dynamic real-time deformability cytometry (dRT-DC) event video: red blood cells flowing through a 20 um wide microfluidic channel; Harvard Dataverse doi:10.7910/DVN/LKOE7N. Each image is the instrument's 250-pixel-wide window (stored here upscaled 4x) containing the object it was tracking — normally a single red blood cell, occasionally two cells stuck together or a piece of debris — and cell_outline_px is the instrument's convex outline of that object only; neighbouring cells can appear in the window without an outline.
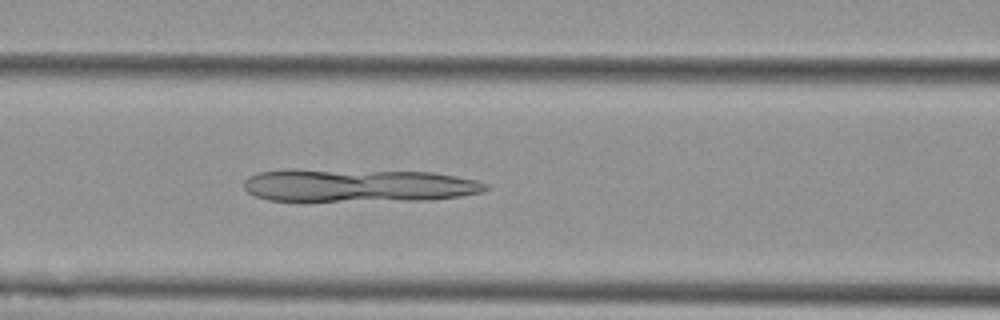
{"species": "Egyptian fruit bat (a non-hibernating species)", "species_latin": "Rousettus aegyptiacus", "temperature_condition": "cold", "stored_images_in_passage": 40, "camera_frame_rate_fps": 3000, "um_per_image_px": 0.085, "animal": {"sex": "female"}, "frame": {"image": 1, "passage_image": 9, "time_ms": 2.667, "image_size_px": [1000, 320], "cell_outline_px": [[488, 188], [484, 192], [460, 196], [432, 200], [304, 204], [300, 204], [268, 200], [256, 196], [248, 192], [244, 188], [244, 180], [248, 176], [256, 172], [292, 168], [296, 168], [432, 172], [456, 176], [476, 180], [488, 184]], "centroid_in_image_um": [30.34, 15.8], "position_along_channel_um": 136.3, "area_um2": 49.48}}
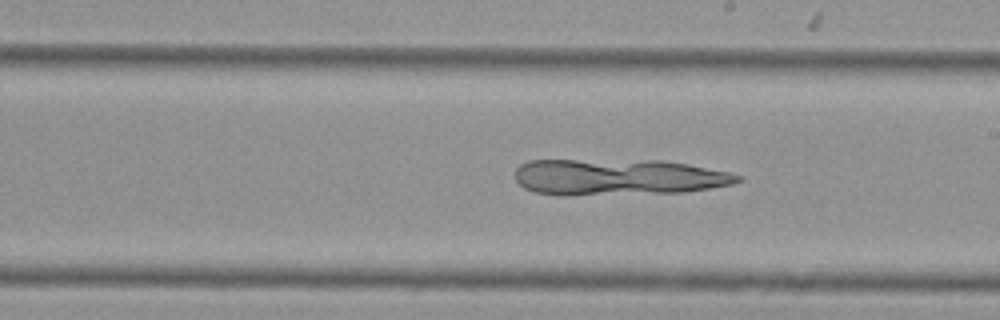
{"frame": {"image": 2, "passage_image": 17, "time_ms": 5.333, "image_size_px": [1000, 320], "cell_outline_px": [[744, 176], [740, 180], [732, 184], [684, 192], [536, 192], [524, 188], [516, 180], [516, 168], [520, 164], [528, 160], [660, 160], [688, 164], [728, 172]], "centroid_in_image_um": [52.6, 14.99], "position_along_channel_um": 236.4, "area_um2": 45.08}}
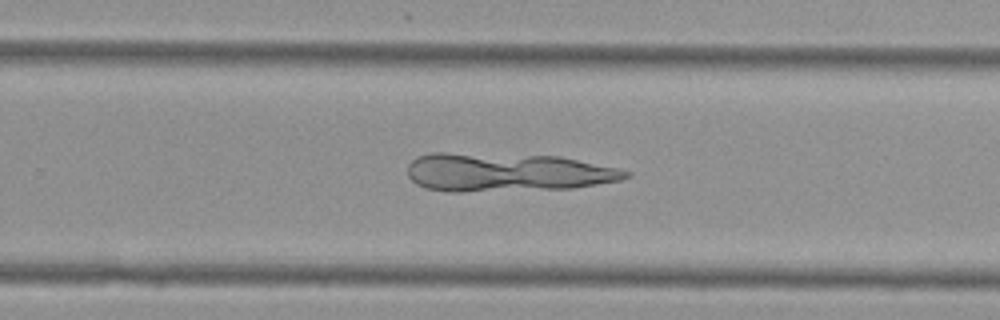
{"frame": {"image": 3, "passage_image": 21, "time_ms": 6.667, "image_size_px": [1000, 320], "cell_outline_px": [[632, 176], [620, 180], [572, 188], [460, 192], [448, 192], [424, 188], [416, 184], [408, 176], [408, 164], [416, 156], [432, 152], [444, 152], [560, 156], [620, 168], [632, 172]], "centroid_in_image_um": [43.07, 14.64], "position_along_channel_um": 286.7, "area_um2": 49.48}}